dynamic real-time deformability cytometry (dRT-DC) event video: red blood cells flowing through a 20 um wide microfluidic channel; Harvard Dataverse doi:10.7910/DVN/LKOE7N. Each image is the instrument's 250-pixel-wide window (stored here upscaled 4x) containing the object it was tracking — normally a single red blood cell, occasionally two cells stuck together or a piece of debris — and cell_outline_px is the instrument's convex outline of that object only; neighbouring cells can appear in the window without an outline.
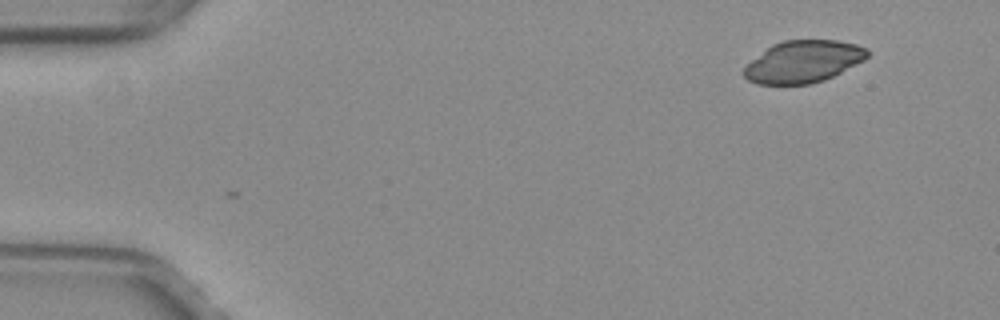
{"species": "common noctule bat (a hibernating species)", "species_latin": "Nyctalus noctula", "temperature_condition": "warm", "stored_images_in_passage": 3, "camera_frame_rate_fps": 3000, "um_per_image_px": 0.085, "animal": {"sex": "female", "body_mass_g": 29.2, "forearm_length_mm": 56.3}, "frame": {"image": 1, "passage_image": 3, "time_ms": 0.667, "image_size_px": [1000, 320], "cell_outline_px": [[868, 56], [864, 60], [824, 80], [808, 84], [756, 84], [748, 80], [744, 76], [744, 68], [752, 60], [772, 44], [784, 40], [836, 40], [856, 44], [868, 48]], "centroid_in_image_um": [68.28, 5.23], "position_along_channel_um": 16.7, "area_um2": 30.0}}